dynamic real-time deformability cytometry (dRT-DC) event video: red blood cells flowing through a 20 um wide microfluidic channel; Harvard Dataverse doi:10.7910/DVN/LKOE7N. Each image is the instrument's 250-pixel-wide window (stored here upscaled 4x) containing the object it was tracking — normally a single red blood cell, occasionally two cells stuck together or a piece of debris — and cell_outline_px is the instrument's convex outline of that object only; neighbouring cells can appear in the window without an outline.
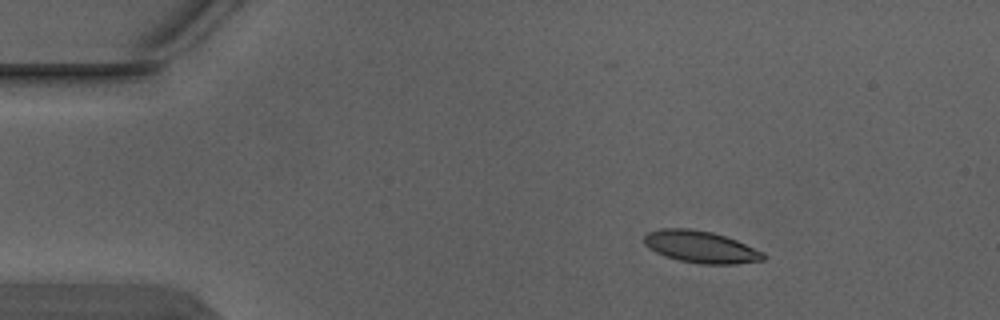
{"species": "Egyptian fruit bat (a non-hibernating species)", "species_latin": "Rousettus aegyptiacus", "temperature_condition": "warm", "stored_images_in_passage": 5, "camera_frame_rate_fps": 3000, "um_per_image_px": 0.085, "animal": {"sex": "male"}, "frame": {"image": 1, "passage_image": 2, "time_ms": 0.333, "image_size_px": [1000, 320], "cell_outline_px": [[768, 256], [764, 260], [736, 264], [704, 264], [680, 260], [664, 256], [648, 248], [644, 244], [644, 236], [648, 232], [660, 228], [688, 228], [712, 232], [736, 240], [764, 252]], "centroid_in_image_um": [59.57, 20.98], "position_along_channel_um": 25.4, "area_um2": 22.25}}